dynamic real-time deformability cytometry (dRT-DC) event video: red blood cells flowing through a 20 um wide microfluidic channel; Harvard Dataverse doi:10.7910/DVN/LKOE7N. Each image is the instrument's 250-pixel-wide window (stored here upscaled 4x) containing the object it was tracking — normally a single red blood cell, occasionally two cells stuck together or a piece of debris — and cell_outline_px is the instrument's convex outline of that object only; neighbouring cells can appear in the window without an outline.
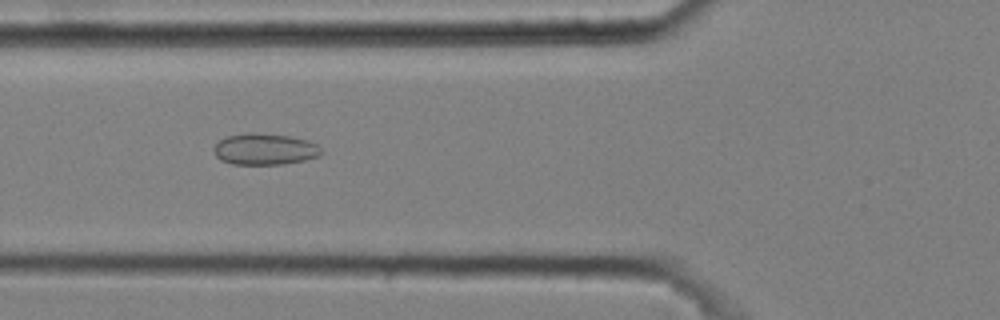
{"species": "common noctule bat (a hibernating species)", "species_latin": "Nyctalus noctula", "temperature_condition": "cold", "stored_images_in_passage": 50, "camera_frame_rate_fps": 3000, "um_per_image_px": 0.085, "animal": {"sex": "male", "body_mass_g": 20.4}, "frame": {"image": 1, "passage_image": 20, "time_ms": 6.333, "image_size_px": [1000, 320], "cell_outline_px": [[324, 152], [320, 156], [304, 160], [280, 164], [232, 164], [220, 160], [212, 152], [212, 148], [220, 140], [228, 136], [248, 132], [256, 132], [288, 136], [308, 140], [316, 144]], "centroid_in_image_um": [22.49, 12.67], "position_along_channel_um": 103.3, "area_um2": 19.77}}
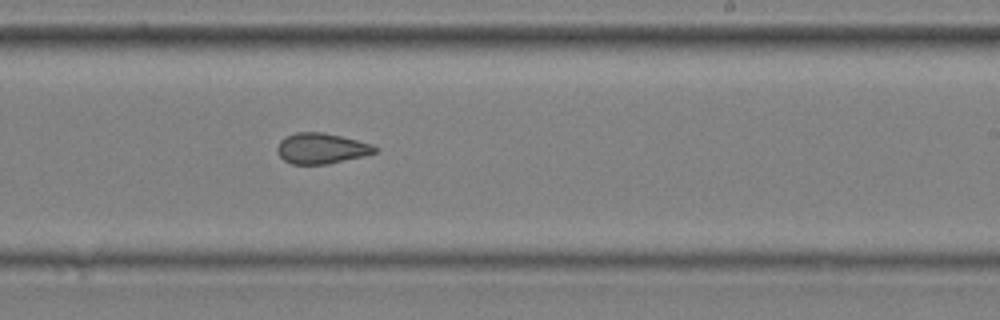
{"frame": {"image": 2, "passage_image": 33, "time_ms": 10.667, "image_size_px": [1000, 320], "cell_outline_px": [[380, 148], [376, 152], [364, 156], [328, 164], [292, 164], [284, 160], [276, 152], [276, 148], [280, 140], [284, 136], [296, 132], [324, 132], [372, 144]], "centroid_in_image_um": [27.3, 12.61], "position_along_channel_um": 261.7, "area_um2": 17.57}}
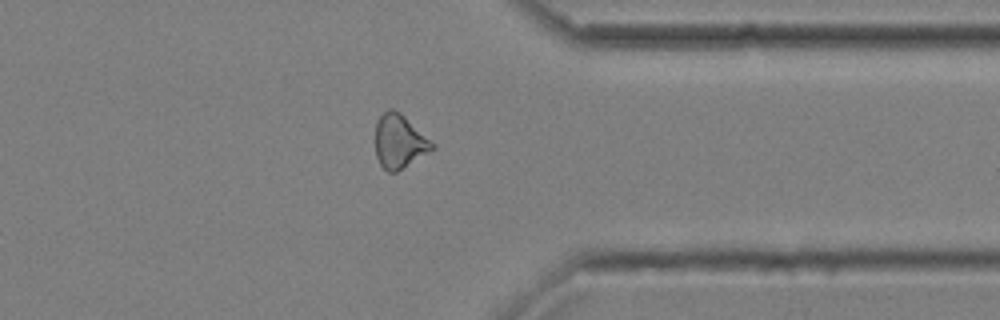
{"frame": {"image": 3, "passage_image": 43, "time_ms": 14.0, "image_size_px": [1000, 320], "cell_outline_px": [[436, 148], [396, 172], [388, 172], [380, 164], [376, 156], [376, 120], [388, 108], [392, 108], [400, 112], [436, 144]], "centroid_in_image_um": [33.96, 12.01], "position_along_channel_um": 377.4, "area_um2": 17.86}, "authors_computed_cell_mechanics": {"area_um2": 18.3804, "velocity_mm_per_s": 3.6588, "shape_relaxation_time_tau1_ms": null, "shape_relaxation_time_tau2_ms": 2.9167, "deformation_change_tau1": null, "deformation_change_tau2": 0.0999}}